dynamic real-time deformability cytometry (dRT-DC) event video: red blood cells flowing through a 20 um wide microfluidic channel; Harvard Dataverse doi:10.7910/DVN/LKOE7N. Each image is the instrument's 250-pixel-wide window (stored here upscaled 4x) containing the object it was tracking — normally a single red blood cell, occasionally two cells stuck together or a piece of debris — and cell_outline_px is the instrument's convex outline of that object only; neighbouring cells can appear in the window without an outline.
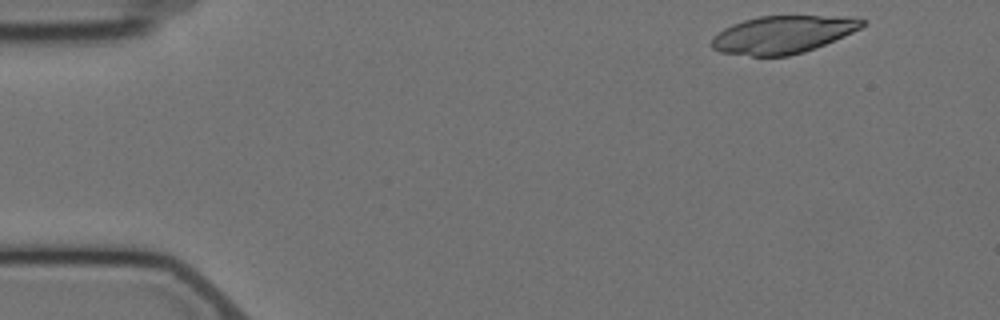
{"species": "Egyptian fruit bat (a non-hibernating species)", "species_latin": "Rousettus aegyptiacus", "temperature_condition": "cold", "stored_images_in_passage": 4, "camera_frame_rate_fps": 3000, "um_per_image_px": 0.085, "animal": {"sex": "female"}, "frame": {"image": 1, "passage_image": 1, "time_ms": 0.0, "image_size_px": [1000, 320], "cell_outline_px": [[868, 20], [860, 28], [844, 36], [804, 52], [788, 56], [752, 56], [720, 52], [712, 48], [712, 40], [724, 28], [732, 24], [744, 20], [760, 16], [848, 16]], "centroid_in_image_um": [66.56, 2.93], "position_along_channel_um": 18.4, "area_um2": 32.77}}